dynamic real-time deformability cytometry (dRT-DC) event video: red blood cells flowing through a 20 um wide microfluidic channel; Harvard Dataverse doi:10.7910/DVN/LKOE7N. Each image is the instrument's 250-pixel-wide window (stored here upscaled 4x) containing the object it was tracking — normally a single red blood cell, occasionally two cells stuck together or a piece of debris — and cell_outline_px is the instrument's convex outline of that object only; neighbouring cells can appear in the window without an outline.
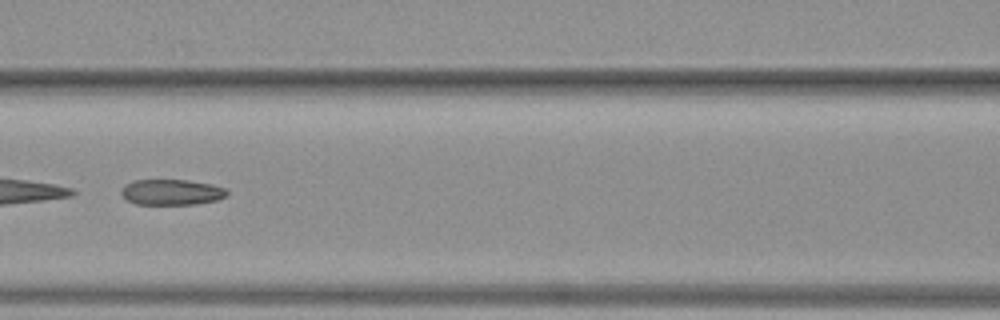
{"species": "common noctule bat (a hibernating species)", "species_latin": "Nyctalus noctula", "temperature_condition": "warm", "stored_images_in_passage": 50, "camera_frame_rate_fps": 3000, "um_per_image_px": 0.085, "animal": {"sex": "female", "body_mass_g": 19.3, "forearm_length_mm": 54.1}, "frame": {"image": 1, "passage_image": 22, "time_ms": 7.0, "image_size_px": [1000, 320], "cell_outline_px": [[228, 196], [216, 200], [196, 204], [136, 204], [128, 200], [120, 192], [124, 184], [132, 180], [188, 180], [212, 184], [224, 188], [228, 192]], "centroid_in_image_um": [14.58, 16.32], "position_along_channel_um": 152.0, "area_um2": 15.84}, "authors_computed_cell_mechanics": {"area_um2": 25.9233, "velocity_mm_per_s": 3.9866, "shape_relaxation_time_tau1_ms": null, "shape_relaxation_time_tau2_ms": 2.8123, "deformation_change_tau1": null, "deformation_change_tau2": 0.1129}}